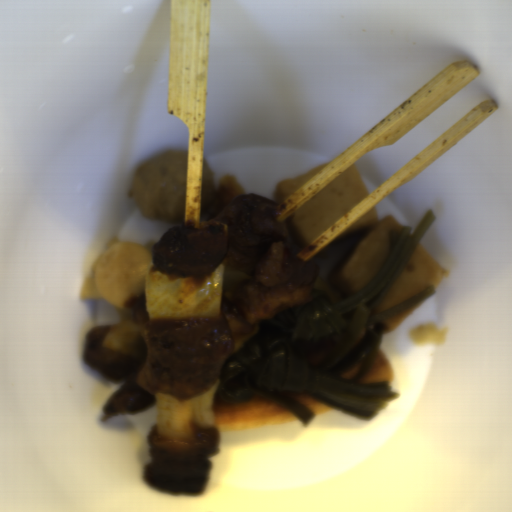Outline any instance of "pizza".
Here are the masks:
<instances>
[{
    "mask_svg": "<svg viewBox=\"0 0 512 512\" xmlns=\"http://www.w3.org/2000/svg\"><path fill=\"white\" fill-rule=\"evenodd\" d=\"M225 315H237L246 319V314L241 309L230 303L229 300L223 303L221 316L225 317Z\"/></svg>",
    "mask_w": 512,
    "mask_h": 512,
    "instance_id": "6",
    "label": "pizza"
},
{
    "mask_svg": "<svg viewBox=\"0 0 512 512\" xmlns=\"http://www.w3.org/2000/svg\"><path fill=\"white\" fill-rule=\"evenodd\" d=\"M215 431L284 425L302 421L289 409L257 395L245 403H226L215 395L212 408Z\"/></svg>",
    "mask_w": 512,
    "mask_h": 512,
    "instance_id": "1",
    "label": "pizza"
},
{
    "mask_svg": "<svg viewBox=\"0 0 512 512\" xmlns=\"http://www.w3.org/2000/svg\"><path fill=\"white\" fill-rule=\"evenodd\" d=\"M247 194L241 184L231 175H226L221 178L216 186L215 198L206 211L201 215L198 213L199 224L205 221H213L223 211H225L230 204L240 195Z\"/></svg>",
    "mask_w": 512,
    "mask_h": 512,
    "instance_id": "2",
    "label": "pizza"
},
{
    "mask_svg": "<svg viewBox=\"0 0 512 512\" xmlns=\"http://www.w3.org/2000/svg\"><path fill=\"white\" fill-rule=\"evenodd\" d=\"M311 288L321 289L324 291L329 299L332 302H338L345 300L342 296H340L333 288H331L324 280H322L318 275L313 281Z\"/></svg>",
    "mask_w": 512,
    "mask_h": 512,
    "instance_id": "5",
    "label": "pizza"
},
{
    "mask_svg": "<svg viewBox=\"0 0 512 512\" xmlns=\"http://www.w3.org/2000/svg\"><path fill=\"white\" fill-rule=\"evenodd\" d=\"M273 393L286 396V397L302 404L305 408H307L310 411L312 418L322 415L324 413H327L329 411H332L334 409H337V408L331 407L325 403H322L304 393H287V392H273Z\"/></svg>",
    "mask_w": 512,
    "mask_h": 512,
    "instance_id": "4",
    "label": "pizza"
},
{
    "mask_svg": "<svg viewBox=\"0 0 512 512\" xmlns=\"http://www.w3.org/2000/svg\"><path fill=\"white\" fill-rule=\"evenodd\" d=\"M393 377L394 374L389 362L378 349L370 371L359 383L388 382L392 384Z\"/></svg>",
    "mask_w": 512,
    "mask_h": 512,
    "instance_id": "3",
    "label": "pizza"
}]
</instances>
